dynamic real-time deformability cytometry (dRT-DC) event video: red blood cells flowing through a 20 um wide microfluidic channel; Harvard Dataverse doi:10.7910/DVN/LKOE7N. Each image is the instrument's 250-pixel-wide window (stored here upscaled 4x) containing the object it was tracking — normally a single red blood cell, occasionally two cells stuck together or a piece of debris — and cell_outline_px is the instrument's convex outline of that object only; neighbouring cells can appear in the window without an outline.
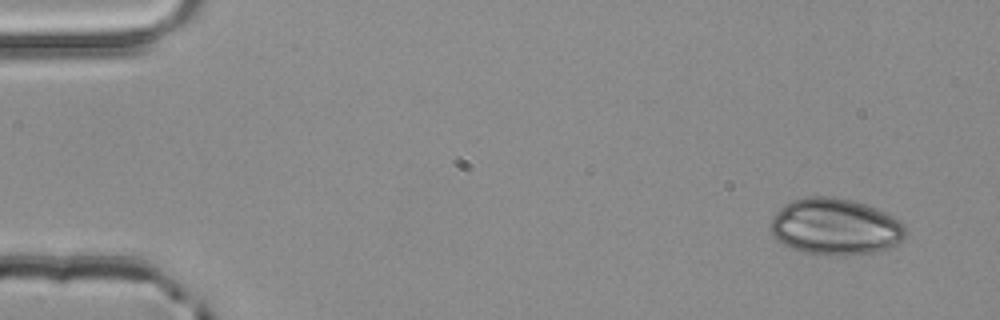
{"species": "common noctule bat (a hibernating species)", "species_latin": "Nyctalus noctula", "temperature_condition": "room temperature", "stored_images_in_passage": 4, "camera_frame_rate_fps": 3000, "um_per_image_px": 0.085, "animal": {"sex": "male", "body_mass_g": 20.4}, "frame": {"image": 1, "passage_image": 1, "time_ms": 0.0, "image_size_px": [1000, 320], "cell_outline_px": [[908, 232], [904, 240], [888, 248], [872, 252], [804, 252], [792, 248], [776, 240], [772, 236], [768, 228], [772, 216], [784, 204], [792, 200], [804, 196], [832, 196], [852, 200], [876, 208], [892, 216], [904, 224]], "centroid_in_image_um": [70.96, 19.21], "position_along_channel_um": 14.0, "area_um2": 43.93}}